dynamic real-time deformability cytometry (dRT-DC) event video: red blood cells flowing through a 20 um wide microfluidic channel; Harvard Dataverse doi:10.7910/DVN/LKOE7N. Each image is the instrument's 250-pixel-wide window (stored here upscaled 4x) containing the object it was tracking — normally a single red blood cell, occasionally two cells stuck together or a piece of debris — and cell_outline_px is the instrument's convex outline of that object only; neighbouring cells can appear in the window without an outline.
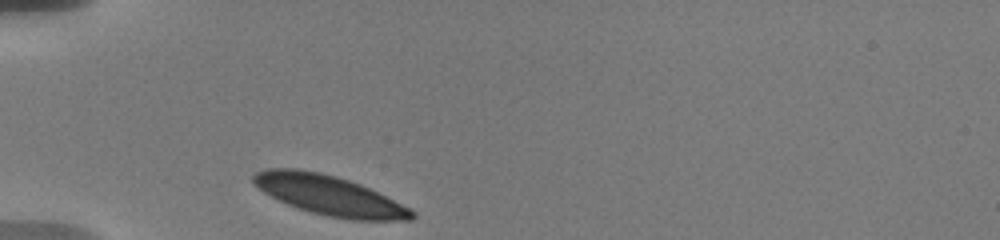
{"species": "human", "species_latin": "Homo sapiens", "temperature_condition": "warm", "stored_images_in_passage": 39, "camera_frame_rate_fps": 3000, "um_per_image_px": 0.085, "donor": {"sex": "male"}, "frame": {"image": 1, "passage_image": 1, "time_ms": 0.0, "image_size_px": [1000, 240], "cell_outline_px": [[416, 216], [412, 220], [352, 220], [328, 216], [296, 208], [264, 192], [252, 180], [252, 176], [256, 172], [264, 168], [300, 168], [320, 172], [336, 176], [360, 184], [416, 212]], "centroid_in_image_um": [27.96, 16.59], "position_along_channel_um": 57.0, "area_um2": 36.3}}
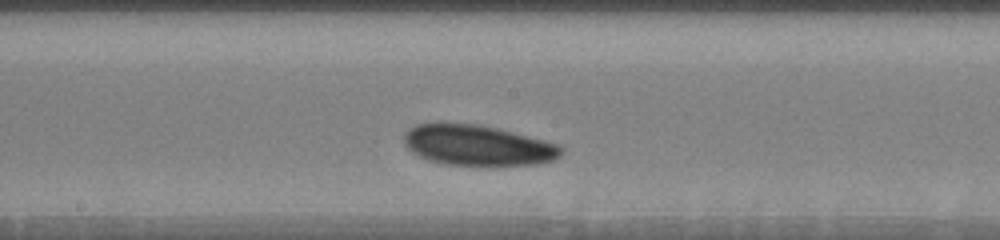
{"frame": {"image": 2, "passage_image": 18, "time_ms": 4.667, "image_size_px": [1000, 240], "cell_outline_px": [[564, 152], [560, 156], [552, 160], [540, 164], [488, 168], [480, 168], [448, 164], [428, 160], [412, 152], [404, 144], [404, 132], [416, 124], [440, 120], [444, 120], [476, 124], [496, 128], [544, 140], [556, 144], [564, 148]], "centroid_in_image_um": [40.57, 12.36], "position_along_channel_um": 207.6, "area_um2": 38.73}}
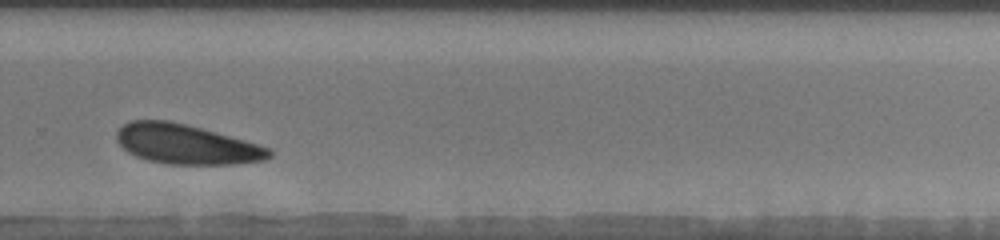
{"frame": {"image": 3, "passage_image": 29, "time_ms": 7.667, "image_size_px": [1000, 240], "cell_outline_px": [[272, 156], [264, 160], [232, 164], [168, 164], [148, 160], [136, 156], [128, 152], [116, 140], [116, 132], [128, 120], [168, 120], [216, 132], [260, 144], [272, 148]], "centroid_in_image_um": [15.85, 12.26], "position_along_channel_um": 314.0, "area_um2": 35.26}, "authors_computed_cell_mechanics": {"area_um2": 36.5874, "velocity_mm_per_s": 3.55, "shape_relaxation_time_tau1_ms": 1.6519, "shape_relaxation_time_tau2_ms": null, "deformation_change_tau1": 0.068, "deformation_change_tau2": null}}